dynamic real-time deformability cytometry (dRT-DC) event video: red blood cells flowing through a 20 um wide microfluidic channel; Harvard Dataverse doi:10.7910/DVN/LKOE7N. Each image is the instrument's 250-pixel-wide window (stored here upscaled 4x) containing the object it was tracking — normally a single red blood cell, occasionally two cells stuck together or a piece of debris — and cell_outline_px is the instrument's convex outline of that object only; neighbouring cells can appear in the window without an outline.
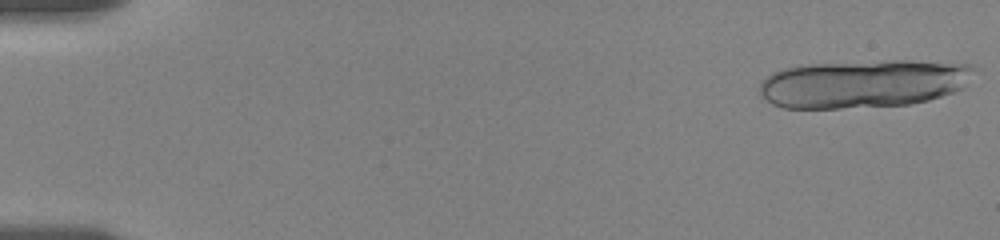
{"species": "human", "species_latin": "Homo sapiens", "temperature_condition": "room temperature", "stored_images_in_passage": 7, "segment_of_instrument_passage": [1, 2], "camera_frame_rate_fps": 3000, "um_per_image_px": 0.085, "donor": {"sex": "female"}, "frame": {"image": 1, "passage_image": 1, "time_ms": 0.0, "image_size_px": [1000, 240], "cell_outline_px": [[972, 68], [964, 88], [928, 100], [908, 104], [840, 108], [784, 108], [772, 104], [760, 92], [760, 84], [772, 72], [784, 68], [812, 64], [892, 60], [912, 60], [972, 64]], "centroid_in_image_um": [73.37, 7.1], "position_along_channel_um": 11.6, "area_um2": 59.59}}